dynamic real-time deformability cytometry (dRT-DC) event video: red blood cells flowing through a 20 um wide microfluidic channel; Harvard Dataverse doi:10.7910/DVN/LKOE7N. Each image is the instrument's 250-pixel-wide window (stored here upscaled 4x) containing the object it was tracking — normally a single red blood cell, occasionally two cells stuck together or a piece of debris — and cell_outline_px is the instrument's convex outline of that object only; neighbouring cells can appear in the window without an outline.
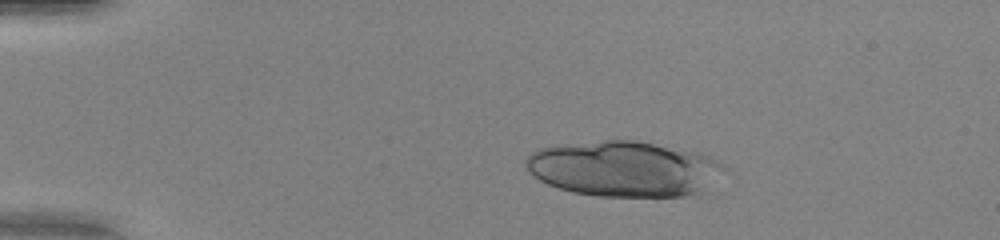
{"species": "human", "species_latin": "Homo sapiens", "temperature_condition": "warm", "stored_images_in_passage": 19, "camera_frame_rate_fps": 3000, "um_per_image_px": 0.085, "donor": {"sex": "female"}, "frame": {"image": 1, "passage_image": 9, "time_ms": 2.667, "image_size_px": [1000, 240], "cell_outline_px": [[728, 168], [704, 192], [684, 196], [600, 196], [572, 192], [548, 184], [540, 180], [524, 164], [524, 160], [532, 152], [540, 148], [604, 140], [636, 140], [700, 152], [724, 164]], "centroid_in_image_um": [53.12, 14.35], "position_along_channel_um": 31.9, "area_um2": 64.1}}